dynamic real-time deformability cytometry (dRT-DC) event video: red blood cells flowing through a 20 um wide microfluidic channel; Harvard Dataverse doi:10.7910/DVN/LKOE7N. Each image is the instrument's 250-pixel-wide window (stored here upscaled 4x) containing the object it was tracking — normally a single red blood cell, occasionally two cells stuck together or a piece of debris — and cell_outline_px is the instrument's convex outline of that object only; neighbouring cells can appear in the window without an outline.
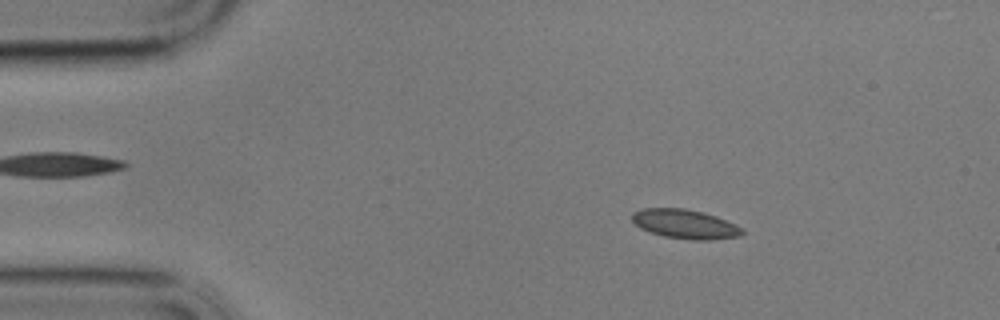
{"species": "common noctule bat (a hibernating species)", "species_latin": "Nyctalus noctula", "temperature_condition": "cold", "stored_images_in_passage": 58, "camera_frame_rate_fps": 3000, "um_per_image_px": 0.085, "animal": {"sex": "male", "body_mass_g": 17.9}, "frame": {"image": 1, "passage_image": 9, "time_ms": 2.667, "image_size_px": [1000, 320], "cell_outline_px": [[744, 232], [740, 236], [712, 240], [692, 240], [664, 236], [648, 232], [640, 228], [632, 220], [632, 212], [644, 208], [684, 208], [716, 216], [736, 224], [744, 228]], "centroid_in_image_um": [58.24, 19.05], "position_along_channel_um": 26.8, "area_um2": 18.84}}
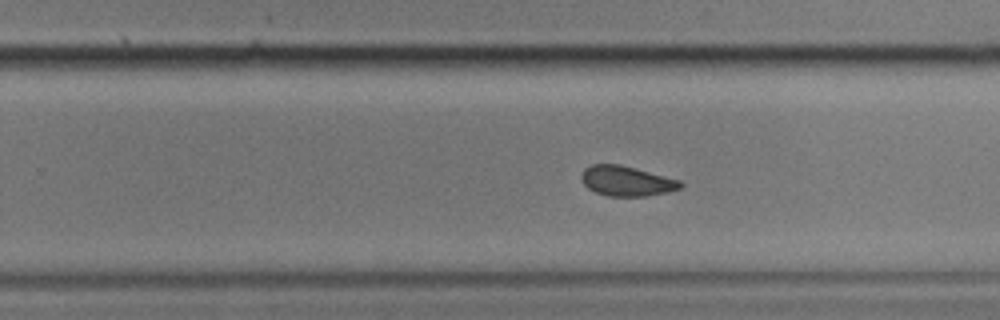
{"frame": {"image": 2, "passage_image": 36, "time_ms": 11.667, "image_size_px": [1000, 320], "cell_outline_px": [[684, 184], [680, 188], [668, 192], [648, 196], [608, 196], [596, 192], [588, 188], [584, 184], [580, 176], [584, 168], [592, 164], [620, 164], [636, 168], [680, 180]], "centroid_in_image_um": [53.26, 15.38], "position_along_channel_um": 276.5, "area_um2": 17.4}}
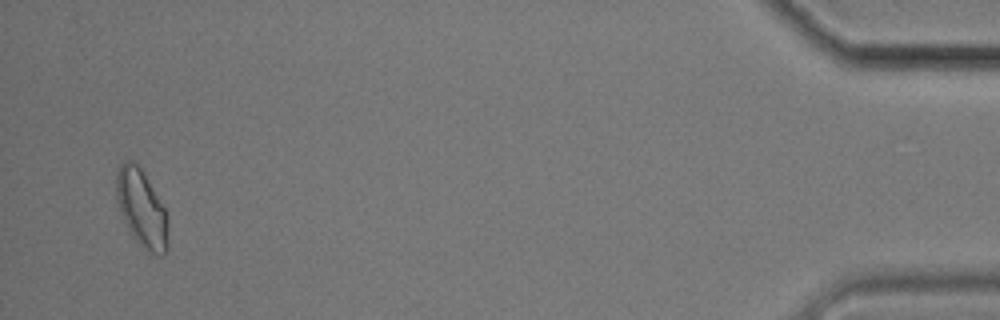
{"frame": {"image": 3, "passage_image": 56, "time_ms": 18.333, "image_size_px": [1000, 320], "cell_outline_px": [[168, 248], [160, 256], [148, 252], [132, 236], [120, 212], [116, 200], [116, 172], [120, 164], [124, 160], [132, 160], [144, 172], [164, 208], [168, 216]], "centroid_in_image_um": [12.04, 17.71], "position_along_channel_um": 423.2, "area_um2": 23.41}, "authors_computed_cell_mechanics": {"area_um2": 18.1781, "velocity_mm_per_s": 3.4164, "shape_relaxation_time_tau1_ms": 9.0181, "shape_relaxation_time_tau2_ms": 2.863, "deformation_change_tau1": 0.0966, "deformation_change_tau2": 0.0434}}